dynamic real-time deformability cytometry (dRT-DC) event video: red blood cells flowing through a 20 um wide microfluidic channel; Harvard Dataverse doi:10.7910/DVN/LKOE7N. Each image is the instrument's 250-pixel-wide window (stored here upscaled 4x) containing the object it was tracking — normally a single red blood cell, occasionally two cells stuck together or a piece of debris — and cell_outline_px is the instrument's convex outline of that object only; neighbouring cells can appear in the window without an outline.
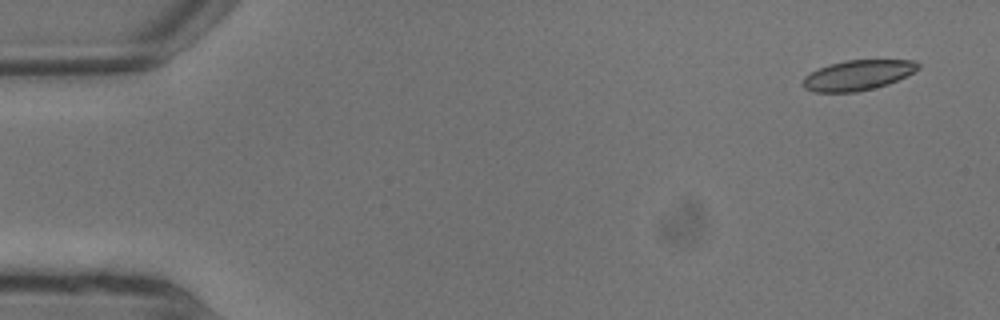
{"species": "common noctule bat (a hibernating species)", "species_latin": "Nyctalus noctula", "temperature_condition": "warm", "stored_images_in_passage": 9, "camera_frame_rate_fps": 3000, "um_per_image_px": 0.085, "animal": {"sex": "male", "body_mass_g": 13.3}, "frame": {"image": 1, "passage_image": 1, "time_ms": 0.0, "image_size_px": [1000, 320], "cell_outline_px": [[920, 68], [888, 84], [856, 92], [812, 92], [804, 88], [800, 84], [804, 76], [828, 64], [844, 60], [916, 60], [920, 64]], "centroid_in_image_um": [72.87, 6.39], "position_along_channel_um": 12.1, "area_um2": 20.23}}
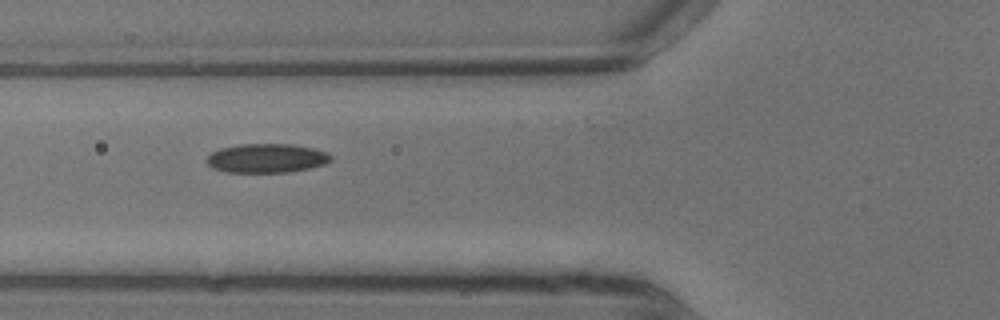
{"frame": {"image": 2, "passage_image": 7, "time_ms": 2.0, "image_size_px": [1000, 320], "cell_outline_px": [[332, 160], [324, 164], [308, 168], [288, 172], [224, 172], [212, 168], [204, 160], [212, 152], [220, 148], [240, 144], [292, 144], [316, 148], [328, 152], [332, 156]], "centroid_in_image_um": [22.66, 13.44], "position_along_channel_um": 103.1, "area_um2": 21.21}}
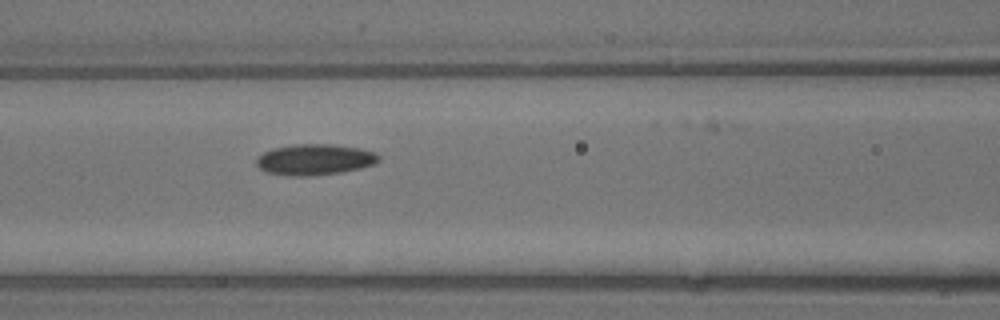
{"frame": {"image": 3, "passage_image": 8, "time_ms": 2.333, "image_size_px": [1000, 320], "cell_outline_px": [[380, 160], [376, 164], [360, 168], [340, 172], [312, 176], [288, 176], [264, 172], [256, 164], [256, 160], [264, 152], [276, 148], [296, 144], [332, 144], [360, 148], [376, 152], [380, 156]], "centroid_in_image_um": [26.79, 13.57], "position_along_channel_um": 139.8, "area_um2": 22.14}}